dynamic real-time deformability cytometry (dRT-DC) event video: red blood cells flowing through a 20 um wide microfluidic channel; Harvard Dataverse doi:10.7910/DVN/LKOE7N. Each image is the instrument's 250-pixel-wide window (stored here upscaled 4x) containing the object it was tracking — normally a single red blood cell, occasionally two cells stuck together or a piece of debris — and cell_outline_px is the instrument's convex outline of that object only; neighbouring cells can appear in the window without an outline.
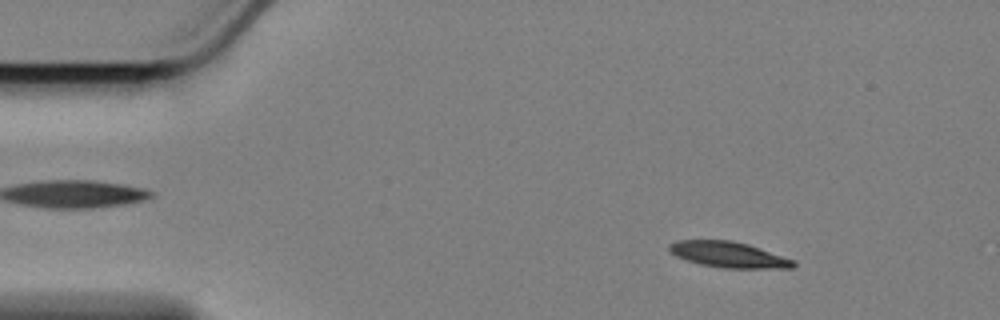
{"species": "Egyptian fruit bat (a non-hibernating species)", "species_latin": "Rousettus aegyptiacus", "temperature_condition": "cold", "stored_images_in_passage": 50, "camera_frame_rate_fps": 3000, "um_per_image_px": 0.085, "animal": {"sex": "female"}, "frame": {"image": 1, "passage_image": 7, "time_ms": 2.0, "image_size_px": [1000, 320], "cell_outline_px": [[796, 264], [792, 268], [724, 268], [700, 264], [676, 256], [668, 248], [668, 244], [676, 240], [732, 240], [748, 244], [796, 260]], "centroid_in_image_um": [61.95, 21.64], "position_along_channel_um": 23.1, "area_um2": 18.67}}
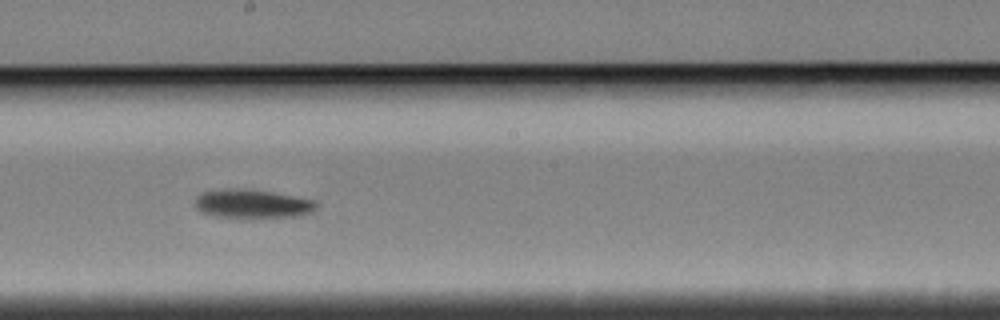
{"frame": {"image": 2, "passage_image": 31, "time_ms": 10.0, "image_size_px": [1000, 320], "cell_outline_px": [[320, 204], [312, 212], [300, 216], [252, 220], [212, 216], [200, 212], [196, 208], [196, 196], [204, 192], [268, 192], [316, 200]], "centroid_in_image_um": [21.55, 17.44], "position_along_channel_um": 226.6, "area_um2": 20.0}}
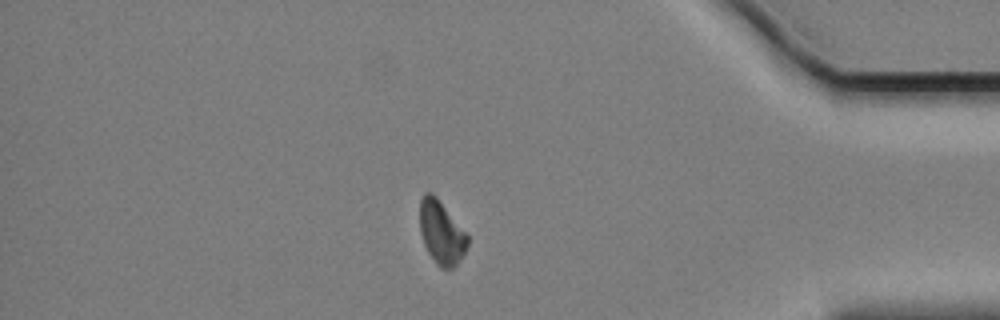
{"frame": {"image": 3, "passage_image": 49, "time_ms": 16.0, "image_size_px": [1000, 320], "cell_outline_px": [[468, 244], [464, 252], [456, 264], [452, 268], [440, 268], [436, 264], [428, 252], [424, 244], [420, 232], [420, 200], [424, 192], [432, 192], [436, 196], [468, 236]], "centroid_in_image_um": [37.49, 19.75], "position_along_channel_um": 397.7, "area_um2": 17.34}, "authors_computed_cell_mechanics": {"area_um2": 19.4497, "velocity_mm_per_s": 3.4014, "shape_relaxation_time_tau1_ms": 3.0838, "shape_relaxation_time_tau2_ms": null, "deformation_change_tau1": 0.1094, "deformation_change_tau2": null}}